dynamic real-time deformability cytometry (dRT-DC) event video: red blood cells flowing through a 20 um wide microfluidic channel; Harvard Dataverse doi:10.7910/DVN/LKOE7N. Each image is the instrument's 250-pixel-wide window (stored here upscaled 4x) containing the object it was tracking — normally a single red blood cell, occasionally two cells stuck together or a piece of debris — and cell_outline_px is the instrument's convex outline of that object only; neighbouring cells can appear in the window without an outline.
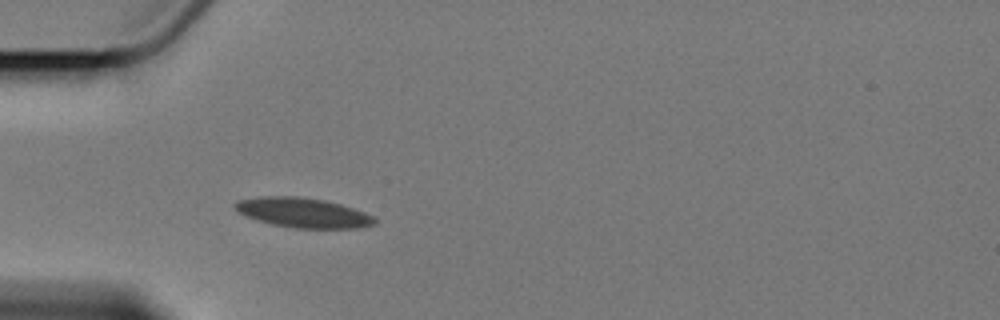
{"species": "Egyptian fruit bat (a non-hibernating species)", "species_latin": "Rousettus aegyptiacus", "temperature_condition": "cold", "stored_images_in_passage": 6, "camera_frame_rate_fps": 3000, "um_per_image_px": 0.085, "animal": {"sex": "female"}, "frame": {"image": 1, "passage_image": 6, "time_ms": 7.333, "image_size_px": [1000, 320], "cell_outline_px": [[376, 224], [360, 228], [292, 228], [272, 224], [244, 216], [232, 204], [236, 200], [260, 196], [300, 196], [324, 200], [340, 204], [376, 216]], "centroid_in_image_um": [25.76, 18.07], "position_along_channel_um": 59.2, "area_um2": 24.39}}